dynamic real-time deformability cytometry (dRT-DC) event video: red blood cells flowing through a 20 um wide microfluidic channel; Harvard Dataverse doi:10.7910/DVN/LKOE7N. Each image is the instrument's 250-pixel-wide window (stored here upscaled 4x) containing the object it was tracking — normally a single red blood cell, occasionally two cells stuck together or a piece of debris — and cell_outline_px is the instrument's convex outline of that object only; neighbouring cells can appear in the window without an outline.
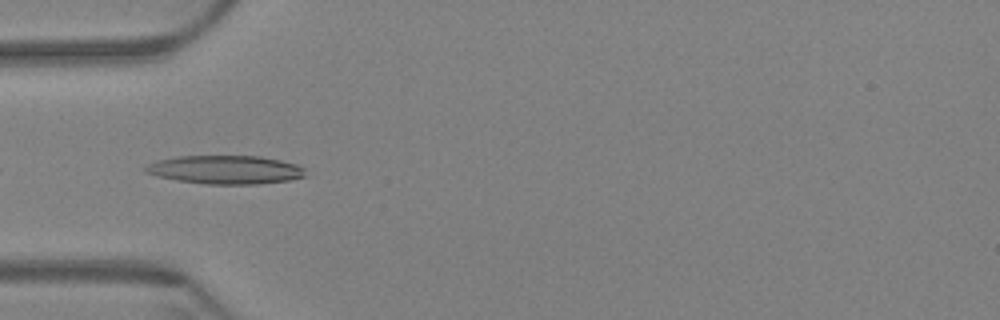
{"species": "Egyptian fruit bat (a non-hibernating species)", "species_latin": "Rousettus aegyptiacus", "temperature_condition": "warm", "stored_images_in_passage": 7, "camera_frame_rate_fps": 3000, "um_per_image_px": 0.085, "animal": {"sex": "female"}, "frame": {"image": 1, "passage_image": 2, "time_ms": 0.333, "image_size_px": [1000, 320], "cell_outline_px": [[304, 176], [288, 180], [256, 184], [208, 184], [176, 180], [156, 176], [144, 172], [144, 168], [148, 164], [156, 160], [176, 156], [260, 156], [280, 160], [296, 164], [304, 168]], "centroid_in_image_um": [19.1, 14.42], "position_along_channel_um": 65.9, "area_um2": 26.53}}